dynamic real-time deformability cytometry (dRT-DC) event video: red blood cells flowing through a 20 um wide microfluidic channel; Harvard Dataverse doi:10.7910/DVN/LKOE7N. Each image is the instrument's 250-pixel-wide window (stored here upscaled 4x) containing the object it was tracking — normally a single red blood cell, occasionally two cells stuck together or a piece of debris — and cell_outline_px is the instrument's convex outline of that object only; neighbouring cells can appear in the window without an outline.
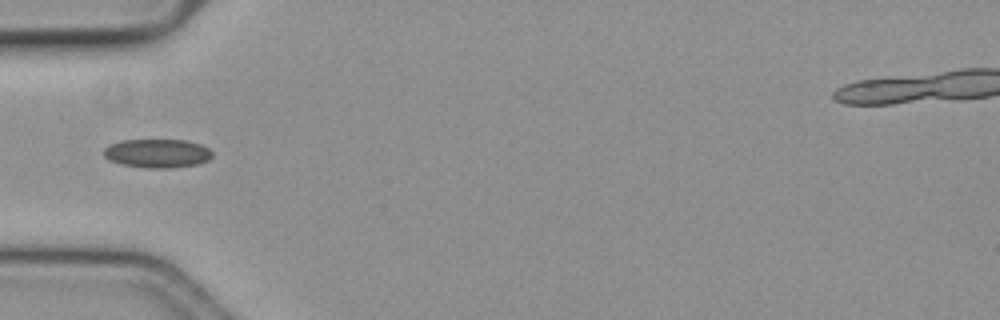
{"species": "common noctule bat (a hibernating species)", "species_latin": "Nyctalus noctula", "temperature_condition": "cold", "stored_images_in_passage": 5, "camera_frame_rate_fps": 3000, "um_per_image_px": 0.085, "animal": {"sex": "female", "body_mass_g": 19.3, "forearm_length_mm": 54.1}, "frame": {"image": 1, "passage_image": 1, "time_ms": 0.0, "image_size_px": [1000, 320], "cell_outline_px": [[212, 156], [208, 160], [196, 164], [172, 168], [148, 168], [120, 164], [108, 160], [104, 156], [104, 148], [120, 140], [184, 140], [200, 144], [208, 148], [212, 152]], "centroid_in_image_um": [13.36, 13.04], "position_along_channel_um": 71.6, "area_um2": 18.15}}